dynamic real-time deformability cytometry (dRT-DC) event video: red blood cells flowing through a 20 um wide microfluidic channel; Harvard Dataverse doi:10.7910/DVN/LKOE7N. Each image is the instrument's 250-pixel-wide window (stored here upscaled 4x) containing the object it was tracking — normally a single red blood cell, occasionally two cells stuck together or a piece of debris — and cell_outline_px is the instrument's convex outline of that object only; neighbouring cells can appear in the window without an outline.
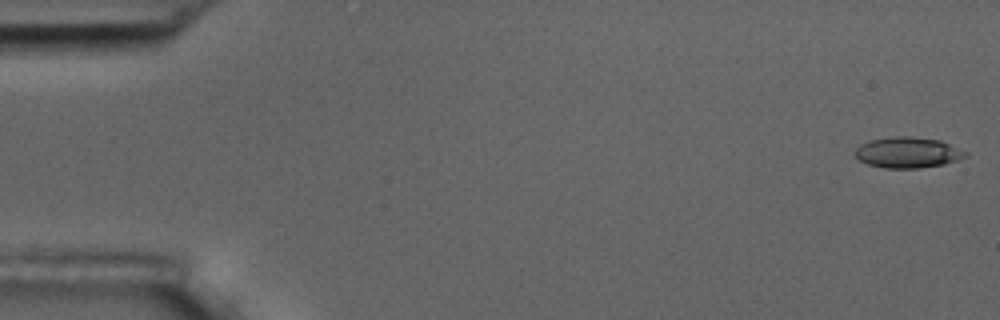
{"species": "common noctule bat (a hibernating species)", "species_latin": "Nyctalus noctula", "temperature_condition": "room temperature", "stored_images_in_passage": 6, "camera_frame_rate_fps": 3000, "um_per_image_px": 0.085, "animal": {"sex": "male", "body_mass_g": 17.5, "forearm_length_mm": 52.3}, "frame": {"image": 1, "passage_image": 1, "time_ms": 0.0, "image_size_px": [1000, 320], "cell_outline_px": [[968, 156], [960, 160], [944, 164], [916, 168], [884, 168], [868, 164], [852, 156], [856, 148], [860, 144], [872, 140], [892, 136], [908, 136], [940, 140], [968, 152]], "centroid_in_image_um": [77.16, 12.96], "position_along_channel_um": 7.8, "area_um2": 19.94}}
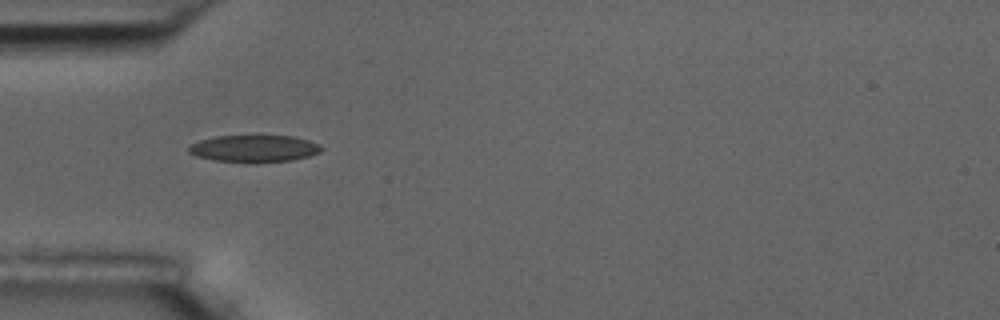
{"frame": {"image": 2, "passage_image": 5, "time_ms": 5.333, "image_size_px": [1000, 320], "cell_outline_px": [[324, 148], [320, 152], [308, 156], [292, 160], [256, 164], [212, 160], [196, 156], [188, 152], [188, 148], [192, 144], [200, 140], [216, 136], [292, 136], [308, 140], [320, 144]], "centroid_in_image_um": [21.61, 12.65], "position_along_channel_um": 63.4, "area_um2": 21.21}}